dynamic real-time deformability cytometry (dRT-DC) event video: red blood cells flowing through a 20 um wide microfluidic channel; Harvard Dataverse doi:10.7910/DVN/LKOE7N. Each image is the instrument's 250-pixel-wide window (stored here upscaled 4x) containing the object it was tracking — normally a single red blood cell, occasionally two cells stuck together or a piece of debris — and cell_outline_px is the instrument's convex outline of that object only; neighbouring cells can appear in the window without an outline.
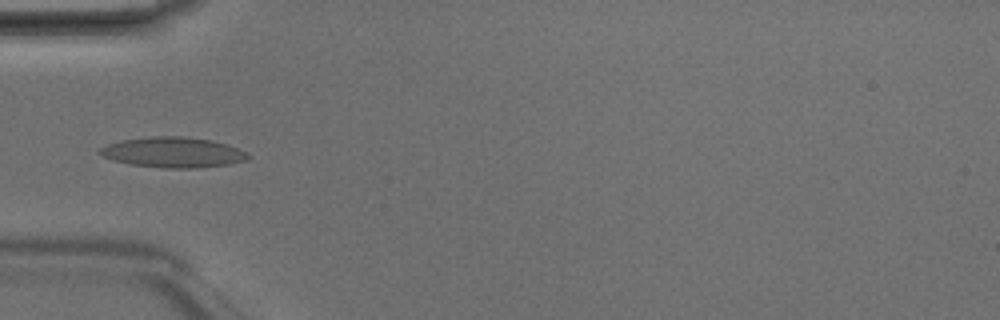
{"species": "Egyptian fruit bat (a non-hibernating species)", "species_latin": "Rousettus aegyptiacus", "temperature_condition": "room temperature", "stored_images_in_passage": 4, "camera_frame_rate_fps": 3000, "um_per_image_px": 0.085, "animal": {"sex": "male"}, "frame": {"image": 1, "passage_image": 4, "time_ms": 1.0, "image_size_px": [1000, 320], "cell_outline_px": [[252, 156], [248, 160], [228, 164], [196, 168], [164, 168], [132, 164], [112, 160], [100, 156], [96, 152], [100, 148], [108, 144], [120, 140], [152, 136], [184, 136], [212, 140], [248, 152]], "centroid_in_image_um": [14.69, 12.95], "position_along_channel_um": 70.3, "area_um2": 26.36}}